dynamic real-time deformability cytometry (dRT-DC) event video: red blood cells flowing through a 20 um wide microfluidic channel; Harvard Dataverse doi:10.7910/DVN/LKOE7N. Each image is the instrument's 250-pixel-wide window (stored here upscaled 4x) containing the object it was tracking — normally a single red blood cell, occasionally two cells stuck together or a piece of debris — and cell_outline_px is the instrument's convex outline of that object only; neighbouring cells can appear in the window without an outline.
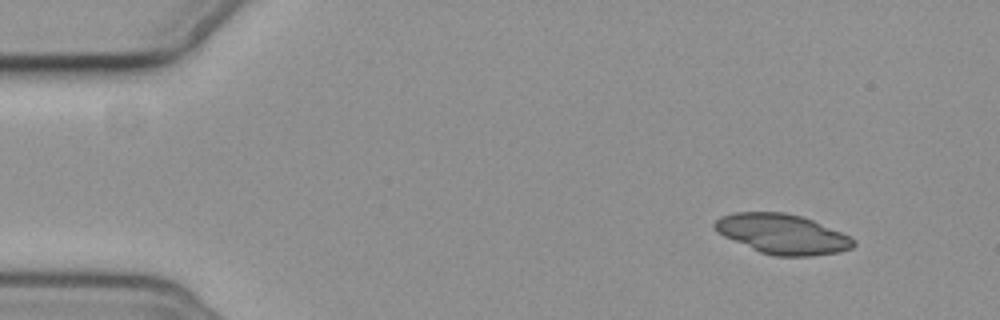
{"species": "common noctule bat (a hibernating species)", "species_latin": "Nyctalus noctula", "temperature_condition": "cold", "stored_images_in_passage": 7, "segment_of_instrument_passage": [2, 2], "camera_frame_rate_fps": 3000, "um_per_image_px": 0.085, "animal": {"sex": "female", "body_mass_g": 19.3, "forearm_length_mm": 54.1}, "frame": {"image": 1, "passage_image": 7, "time_ms": 8.0, "image_size_px": [1000, 320], "cell_outline_px": [[856, 244], [852, 248], [840, 252], [812, 256], [776, 256], [760, 252], [724, 236], [716, 232], [712, 224], [720, 216], [736, 212], [784, 212], [800, 216], [812, 220], [840, 232], [856, 240]], "centroid_in_image_um": [66.49, 19.89], "position_along_channel_um": 18.5, "area_um2": 32.08}}